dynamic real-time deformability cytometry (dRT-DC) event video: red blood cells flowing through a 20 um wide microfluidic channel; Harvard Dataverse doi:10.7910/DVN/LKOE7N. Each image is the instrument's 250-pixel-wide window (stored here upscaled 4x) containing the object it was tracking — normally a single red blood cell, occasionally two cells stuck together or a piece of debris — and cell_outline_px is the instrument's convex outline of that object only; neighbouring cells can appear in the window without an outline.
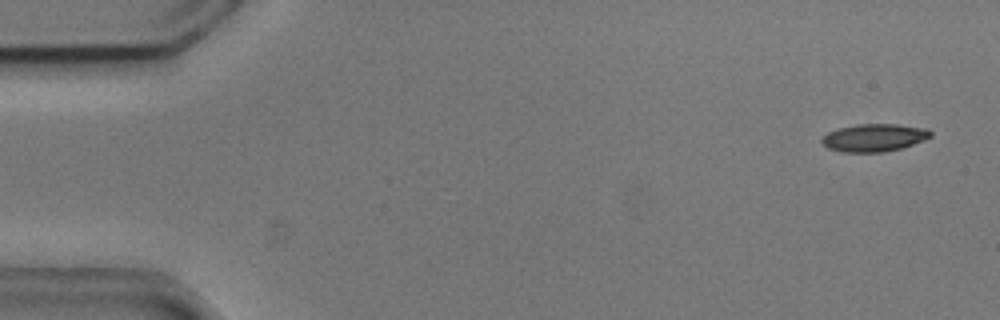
{"species": "common noctule bat (a hibernating species)", "species_latin": "Nyctalus noctula", "temperature_condition": "cold", "stored_images_in_passage": 4, "camera_frame_rate_fps": 3000, "um_per_image_px": 0.085, "animal": {"sex": "male", "body_mass_g": 20.5, "forearm_length_mm": 52.5}, "frame": {"image": 1, "passage_image": 1, "time_ms": 0.0, "image_size_px": [1000, 320], "cell_outline_px": [[932, 136], [924, 140], [900, 148], [884, 152], [840, 152], [828, 148], [820, 140], [828, 132], [840, 128], [856, 124], [896, 124], [928, 128], [932, 132]], "centroid_in_image_um": [74.31, 11.7], "position_along_channel_um": 10.7, "area_um2": 17.51}}